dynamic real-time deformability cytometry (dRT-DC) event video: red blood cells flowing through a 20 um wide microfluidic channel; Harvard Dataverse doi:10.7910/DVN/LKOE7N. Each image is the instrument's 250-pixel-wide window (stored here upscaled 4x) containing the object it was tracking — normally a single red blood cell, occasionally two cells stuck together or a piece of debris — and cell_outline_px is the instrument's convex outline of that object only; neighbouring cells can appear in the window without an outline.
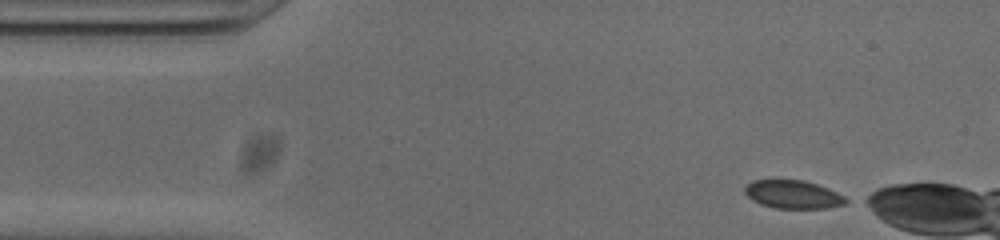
{"species": "common noctule bat (a hibernating species)", "species_latin": "Nyctalus noctula", "temperature_condition": "cold", "stored_images_in_passage": 46, "camera_frame_rate_fps": 3000, "um_per_image_px": 0.085, "animal": {"sex": "male", "body_mass_g": 20.0, "forearm_length_mm": 53.3}, "frame": {"image": 1, "passage_image": 1, "time_ms": 0.0, "image_size_px": [1000, 240], "cell_outline_px": [[852, 200], [844, 204], [824, 208], [776, 208], [760, 204], [752, 200], [744, 192], [744, 188], [752, 180], [804, 180], [828, 188]], "centroid_in_image_um": [67.41, 16.53], "position_along_channel_um": 17.6, "area_um2": 16.59}}
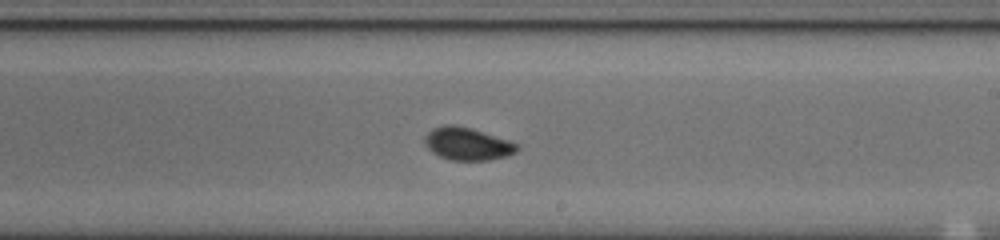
{"frame": {"image": 2, "passage_image": 25, "time_ms": 8.0, "image_size_px": [1000, 240], "cell_outline_px": [[520, 148], [516, 152], [504, 156], [488, 160], [452, 160], [440, 156], [432, 152], [424, 144], [424, 136], [432, 128], [444, 124], [456, 124], [472, 128], [520, 144]], "centroid_in_image_um": [39.71, 12.2], "position_along_channel_um": 249.3, "area_um2": 17.69}}
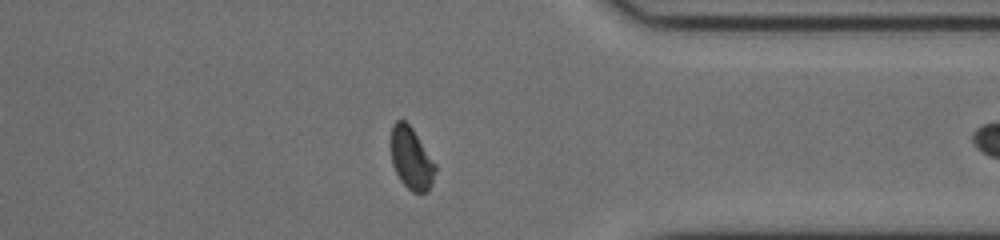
{"frame": {"image": 3, "passage_image": 36, "time_ms": 11.667, "image_size_px": [1000, 240], "cell_outline_px": [[436, 168], [432, 184], [428, 192], [412, 192], [400, 180], [392, 164], [388, 144], [388, 140], [392, 124], [396, 120], [404, 120], [412, 128], [436, 164]], "centroid_in_image_um": [34.91, 13.43], "position_along_channel_um": 376.5, "area_um2": 16.47}}